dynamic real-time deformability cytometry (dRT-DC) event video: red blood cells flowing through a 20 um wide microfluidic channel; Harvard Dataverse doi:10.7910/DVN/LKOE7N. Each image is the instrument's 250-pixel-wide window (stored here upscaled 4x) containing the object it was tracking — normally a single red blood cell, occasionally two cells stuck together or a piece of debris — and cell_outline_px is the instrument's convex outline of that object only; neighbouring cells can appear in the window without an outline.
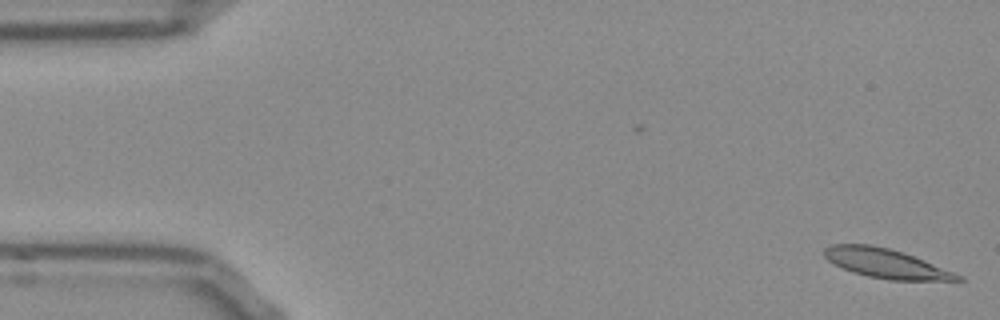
{"species": "Egyptian fruit bat (a non-hibernating species)", "species_latin": "Rousettus aegyptiacus", "temperature_condition": "room temperature", "stored_images_in_passage": 20, "camera_frame_rate_fps": 3000, "um_per_image_px": 0.085, "frame": {"image": 1, "passage_image": 1, "time_ms": 0.0, "image_size_px": [1000, 320], "cell_outline_px": [[964, 280], [892, 280], [868, 276], [852, 272], [828, 260], [824, 256], [824, 248], [832, 244], [868, 244], [888, 248], [904, 252], [964, 276]], "centroid_in_image_um": [75.31, 22.38], "position_along_channel_um": 9.7, "area_um2": 22.54}}
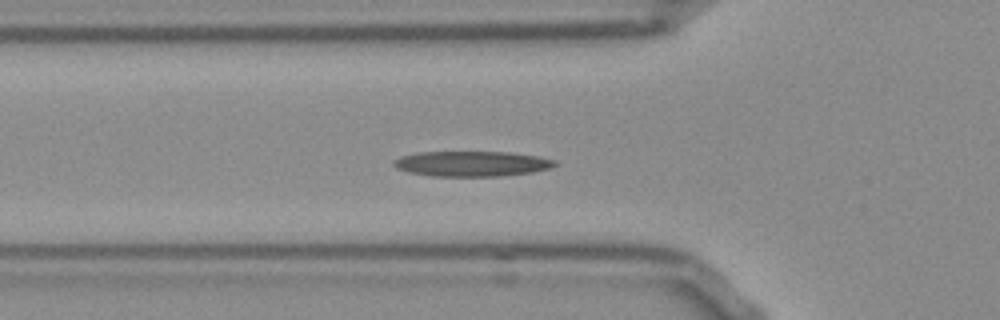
{"frame": {"image": 2, "passage_image": 17, "time_ms": 5.333, "image_size_px": [1000, 320], "cell_outline_px": [[560, 164], [548, 168], [532, 172], [500, 176], [432, 176], [408, 172], [396, 168], [392, 164], [392, 160], [400, 156], [416, 152], [508, 152], [540, 156], [556, 160]], "centroid_in_image_um": [40.09, 13.91], "position_along_channel_um": 85.7, "area_um2": 23.93}}
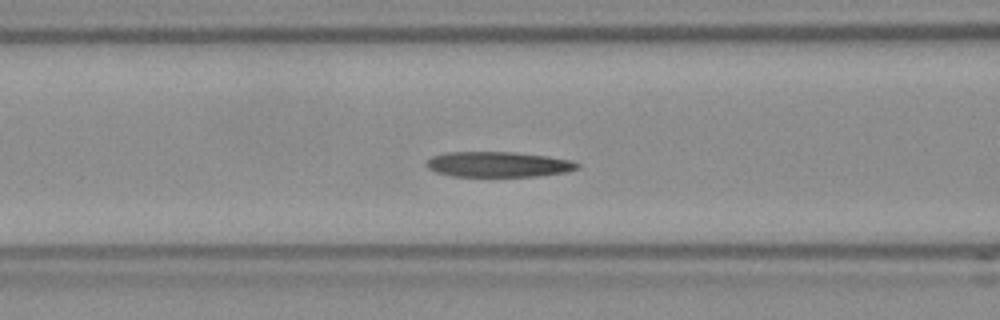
{"frame": {"image": 3, "passage_image": 20, "time_ms": 6.333, "image_size_px": [1000, 320], "cell_outline_px": [[580, 168], [568, 172], [536, 176], [452, 176], [436, 172], [428, 168], [424, 164], [432, 156], [448, 152], [512, 152], [548, 156], [572, 160], [580, 164]], "centroid_in_image_um": [42.38, 13.97], "position_along_channel_um": 124.2, "area_um2": 22.37}}